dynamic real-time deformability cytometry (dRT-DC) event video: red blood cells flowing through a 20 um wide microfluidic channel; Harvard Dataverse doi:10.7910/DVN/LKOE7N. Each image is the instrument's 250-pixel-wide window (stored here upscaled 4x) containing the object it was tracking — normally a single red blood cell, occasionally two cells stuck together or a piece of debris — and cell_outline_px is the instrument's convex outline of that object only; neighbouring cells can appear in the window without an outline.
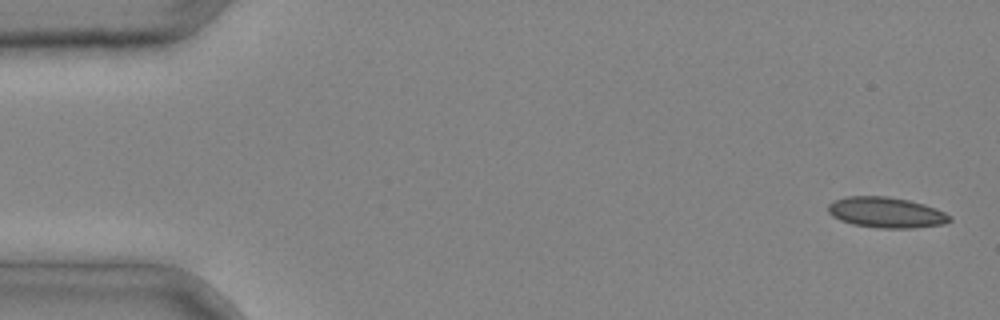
{"species": "common noctule bat (a hibernating species)", "species_latin": "Nyctalus noctula", "temperature_condition": "cold", "stored_images_in_passage": 4, "camera_frame_rate_fps": 3000, "um_per_image_px": 0.085, "animal": {"sex": "male", "body_mass_g": 20.4}, "frame": {"image": 1, "passage_image": 1, "time_ms": 0.0, "image_size_px": [1000, 320], "cell_outline_px": [[952, 220], [944, 224], [912, 228], [880, 228], [852, 224], [840, 220], [832, 216], [828, 212], [828, 204], [836, 200], [848, 196], [888, 196], [908, 200], [924, 204], [936, 208], [952, 216]], "centroid_in_image_um": [75.34, 18.06], "position_along_channel_um": 9.7, "area_um2": 21.73}}
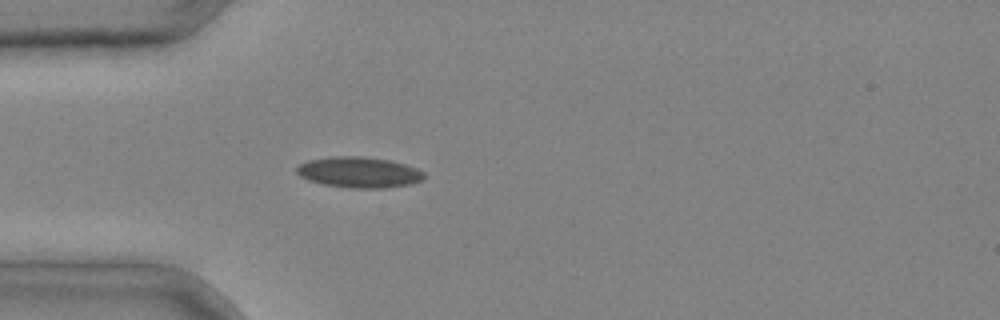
{"frame": {"image": 2, "passage_image": 4, "time_ms": 1.0, "image_size_px": [1000, 320], "cell_outline_px": [[424, 180], [412, 184], [384, 188], [352, 188], [324, 184], [308, 180], [300, 176], [296, 172], [296, 168], [300, 164], [308, 160], [332, 156], [360, 156], [388, 160], [404, 164], [416, 168], [424, 172]], "centroid_in_image_um": [30.52, 14.65], "position_along_channel_um": 54.5, "area_um2": 22.83}}